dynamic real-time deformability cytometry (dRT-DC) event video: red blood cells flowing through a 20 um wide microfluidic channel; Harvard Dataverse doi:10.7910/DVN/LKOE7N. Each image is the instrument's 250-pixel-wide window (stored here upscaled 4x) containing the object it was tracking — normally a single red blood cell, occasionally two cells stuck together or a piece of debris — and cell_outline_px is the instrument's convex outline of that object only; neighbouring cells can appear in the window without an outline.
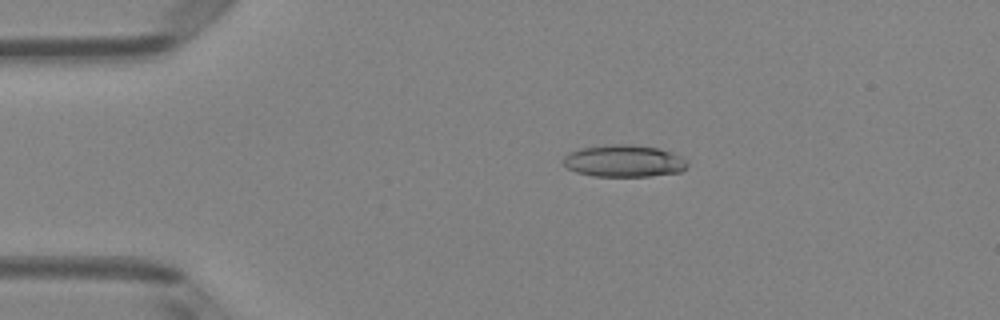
{"species": "Egyptian fruit bat (a non-hibernating species)", "species_latin": "Rousettus aegyptiacus", "temperature_condition": "room temperature", "stored_images_in_passage": 3, "camera_frame_rate_fps": 3000, "um_per_image_px": 0.085, "animal": {"sex": "female"}, "frame": {"image": 1, "passage_image": 2, "time_ms": 0.333, "image_size_px": [1000, 320], "cell_outline_px": [[688, 164], [680, 172], [648, 176], [592, 176], [576, 172], [568, 168], [564, 164], [564, 156], [568, 152], [580, 148], [604, 144], [632, 144], [656, 148], [672, 152], [680, 156]], "centroid_in_image_um": [52.99, 13.67], "position_along_channel_um": 32.0, "area_um2": 23.18}}